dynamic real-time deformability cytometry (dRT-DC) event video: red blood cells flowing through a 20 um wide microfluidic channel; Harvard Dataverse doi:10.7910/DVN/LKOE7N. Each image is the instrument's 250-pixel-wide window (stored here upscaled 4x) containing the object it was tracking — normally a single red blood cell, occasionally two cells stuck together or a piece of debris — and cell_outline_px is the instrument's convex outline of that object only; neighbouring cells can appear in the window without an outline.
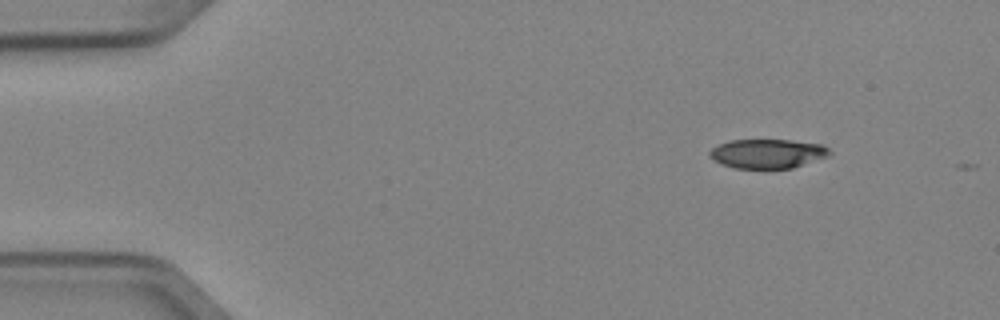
{"species": "Egyptian fruit bat (a non-hibernating species)", "species_latin": "Rousettus aegyptiacus", "temperature_condition": "cold", "stored_images_in_passage": 2, "camera_frame_rate_fps": 3000, "um_per_image_px": 0.085, "animal": {"sex": "female"}, "frame": {"image": 1, "passage_image": 1, "time_ms": 0.0, "image_size_px": [1000, 320], "cell_outline_px": [[832, 152], [828, 156], [792, 168], [736, 168], [720, 164], [708, 156], [708, 152], [712, 148], [728, 140], [792, 140], [824, 144]], "centroid_in_image_um": [65.24, 13.05], "position_along_channel_um": 19.8, "area_um2": 20.52}}